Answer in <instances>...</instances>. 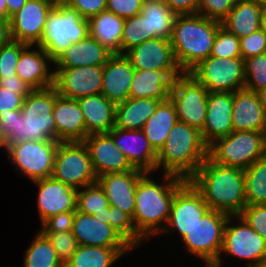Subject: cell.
<instances>
[{
  "instance_id": "obj_1",
  "label": "cell",
  "mask_w": 266,
  "mask_h": 267,
  "mask_svg": "<svg viewBox=\"0 0 266 267\" xmlns=\"http://www.w3.org/2000/svg\"><path fill=\"white\" fill-rule=\"evenodd\" d=\"M189 181L210 209L236 216L246 206L244 170L216 164L207 157Z\"/></svg>"
},
{
  "instance_id": "obj_2",
  "label": "cell",
  "mask_w": 266,
  "mask_h": 267,
  "mask_svg": "<svg viewBox=\"0 0 266 267\" xmlns=\"http://www.w3.org/2000/svg\"><path fill=\"white\" fill-rule=\"evenodd\" d=\"M149 175L145 173L138 180L132 218L136 231L144 239L159 235L164 230L175 192L187 181L172 174H164V182L159 184Z\"/></svg>"
},
{
  "instance_id": "obj_3",
  "label": "cell",
  "mask_w": 266,
  "mask_h": 267,
  "mask_svg": "<svg viewBox=\"0 0 266 267\" xmlns=\"http://www.w3.org/2000/svg\"><path fill=\"white\" fill-rule=\"evenodd\" d=\"M156 157V170L189 180L208 157L201 132L177 121Z\"/></svg>"
},
{
  "instance_id": "obj_4",
  "label": "cell",
  "mask_w": 266,
  "mask_h": 267,
  "mask_svg": "<svg viewBox=\"0 0 266 267\" xmlns=\"http://www.w3.org/2000/svg\"><path fill=\"white\" fill-rule=\"evenodd\" d=\"M220 26L221 22L200 14L177 15L170 43L183 73L210 56Z\"/></svg>"
},
{
  "instance_id": "obj_5",
  "label": "cell",
  "mask_w": 266,
  "mask_h": 267,
  "mask_svg": "<svg viewBox=\"0 0 266 267\" xmlns=\"http://www.w3.org/2000/svg\"><path fill=\"white\" fill-rule=\"evenodd\" d=\"M54 104V86L31 90L24 98L21 110L14 111L12 134L4 141L5 144L56 140Z\"/></svg>"
},
{
  "instance_id": "obj_6",
  "label": "cell",
  "mask_w": 266,
  "mask_h": 267,
  "mask_svg": "<svg viewBox=\"0 0 266 267\" xmlns=\"http://www.w3.org/2000/svg\"><path fill=\"white\" fill-rule=\"evenodd\" d=\"M266 156V131H233L208 147V157L216 164L246 170Z\"/></svg>"
},
{
  "instance_id": "obj_7",
  "label": "cell",
  "mask_w": 266,
  "mask_h": 267,
  "mask_svg": "<svg viewBox=\"0 0 266 267\" xmlns=\"http://www.w3.org/2000/svg\"><path fill=\"white\" fill-rule=\"evenodd\" d=\"M87 35H89V21L64 5L49 12L38 46L43 48L54 62L72 43H77Z\"/></svg>"
},
{
  "instance_id": "obj_8",
  "label": "cell",
  "mask_w": 266,
  "mask_h": 267,
  "mask_svg": "<svg viewBox=\"0 0 266 267\" xmlns=\"http://www.w3.org/2000/svg\"><path fill=\"white\" fill-rule=\"evenodd\" d=\"M5 145L11 164L32 182L52 176L59 141L25 140Z\"/></svg>"
},
{
  "instance_id": "obj_9",
  "label": "cell",
  "mask_w": 266,
  "mask_h": 267,
  "mask_svg": "<svg viewBox=\"0 0 266 267\" xmlns=\"http://www.w3.org/2000/svg\"><path fill=\"white\" fill-rule=\"evenodd\" d=\"M52 177L77 190L97 182L83 141L59 142Z\"/></svg>"
},
{
  "instance_id": "obj_10",
  "label": "cell",
  "mask_w": 266,
  "mask_h": 267,
  "mask_svg": "<svg viewBox=\"0 0 266 267\" xmlns=\"http://www.w3.org/2000/svg\"><path fill=\"white\" fill-rule=\"evenodd\" d=\"M191 74L209 92H232L245 88V60L241 57L209 56Z\"/></svg>"
},
{
  "instance_id": "obj_11",
  "label": "cell",
  "mask_w": 266,
  "mask_h": 267,
  "mask_svg": "<svg viewBox=\"0 0 266 267\" xmlns=\"http://www.w3.org/2000/svg\"><path fill=\"white\" fill-rule=\"evenodd\" d=\"M230 215L210 209L182 238L188 253L202 261H218Z\"/></svg>"
},
{
  "instance_id": "obj_12",
  "label": "cell",
  "mask_w": 266,
  "mask_h": 267,
  "mask_svg": "<svg viewBox=\"0 0 266 267\" xmlns=\"http://www.w3.org/2000/svg\"><path fill=\"white\" fill-rule=\"evenodd\" d=\"M209 91L191 74L183 73L174 79L170 100L174 103L178 121L203 130Z\"/></svg>"
},
{
  "instance_id": "obj_13",
  "label": "cell",
  "mask_w": 266,
  "mask_h": 267,
  "mask_svg": "<svg viewBox=\"0 0 266 267\" xmlns=\"http://www.w3.org/2000/svg\"><path fill=\"white\" fill-rule=\"evenodd\" d=\"M234 218L236 224L231 225V220ZM225 253L244 259V261L247 260L246 267H256L266 257V240L252 229L240 215L229 216L218 260L221 259V254Z\"/></svg>"
},
{
  "instance_id": "obj_14",
  "label": "cell",
  "mask_w": 266,
  "mask_h": 267,
  "mask_svg": "<svg viewBox=\"0 0 266 267\" xmlns=\"http://www.w3.org/2000/svg\"><path fill=\"white\" fill-rule=\"evenodd\" d=\"M210 210L200 192L187 180L176 192L168 221L161 234L178 231L183 238Z\"/></svg>"
},
{
  "instance_id": "obj_15",
  "label": "cell",
  "mask_w": 266,
  "mask_h": 267,
  "mask_svg": "<svg viewBox=\"0 0 266 267\" xmlns=\"http://www.w3.org/2000/svg\"><path fill=\"white\" fill-rule=\"evenodd\" d=\"M103 66L54 68V87L65 98L76 99L101 93Z\"/></svg>"
},
{
  "instance_id": "obj_16",
  "label": "cell",
  "mask_w": 266,
  "mask_h": 267,
  "mask_svg": "<svg viewBox=\"0 0 266 267\" xmlns=\"http://www.w3.org/2000/svg\"><path fill=\"white\" fill-rule=\"evenodd\" d=\"M125 56L137 70H165L173 79L183 74L168 39L154 38L144 41L128 50Z\"/></svg>"
},
{
  "instance_id": "obj_17",
  "label": "cell",
  "mask_w": 266,
  "mask_h": 267,
  "mask_svg": "<svg viewBox=\"0 0 266 267\" xmlns=\"http://www.w3.org/2000/svg\"><path fill=\"white\" fill-rule=\"evenodd\" d=\"M72 233L79 245L105 248H134L104 216H94L75 211Z\"/></svg>"
},
{
  "instance_id": "obj_18",
  "label": "cell",
  "mask_w": 266,
  "mask_h": 267,
  "mask_svg": "<svg viewBox=\"0 0 266 267\" xmlns=\"http://www.w3.org/2000/svg\"><path fill=\"white\" fill-rule=\"evenodd\" d=\"M52 9L40 0H27L25 5L9 18L11 39L27 45H38Z\"/></svg>"
},
{
  "instance_id": "obj_19",
  "label": "cell",
  "mask_w": 266,
  "mask_h": 267,
  "mask_svg": "<svg viewBox=\"0 0 266 267\" xmlns=\"http://www.w3.org/2000/svg\"><path fill=\"white\" fill-rule=\"evenodd\" d=\"M83 142L88 149L97 177L134 169L108 133L88 135Z\"/></svg>"
},
{
  "instance_id": "obj_20",
  "label": "cell",
  "mask_w": 266,
  "mask_h": 267,
  "mask_svg": "<svg viewBox=\"0 0 266 267\" xmlns=\"http://www.w3.org/2000/svg\"><path fill=\"white\" fill-rule=\"evenodd\" d=\"M39 188L37 207L41 224L51 216L76 211L77 189L52 176L33 181Z\"/></svg>"
},
{
  "instance_id": "obj_21",
  "label": "cell",
  "mask_w": 266,
  "mask_h": 267,
  "mask_svg": "<svg viewBox=\"0 0 266 267\" xmlns=\"http://www.w3.org/2000/svg\"><path fill=\"white\" fill-rule=\"evenodd\" d=\"M108 134L125 154L131 166L145 173L156 171L157 153L151 147L142 130H126L113 127Z\"/></svg>"
},
{
  "instance_id": "obj_22",
  "label": "cell",
  "mask_w": 266,
  "mask_h": 267,
  "mask_svg": "<svg viewBox=\"0 0 266 267\" xmlns=\"http://www.w3.org/2000/svg\"><path fill=\"white\" fill-rule=\"evenodd\" d=\"M232 110V92H209L206 119L201 131L202 139L208 147L233 132Z\"/></svg>"
},
{
  "instance_id": "obj_23",
  "label": "cell",
  "mask_w": 266,
  "mask_h": 267,
  "mask_svg": "<svg viewBox=\"0 0 266 267\" xmlns=\"http://www.w3.org/2000/svg\"><path fill=\"white\" fill-rule=\"evenodd\" d=\"M145 172L133 169L125 172L107 173L97 177L110 206H114L133 218L135 192L138 180Z\"/></svg>"
},
{
  "instance_id": "obj_24",
  "label": "cell",
  "mask_w": 266,
  "mask_h": 267,
  "mask_svg": "<svg viewBox=\"0 0 266 267\" xmlns=\"http://www.w3.org/2000/svg\"><path fill=\"white\" fill-rule=\"evenodd\" d=\"M134 73L135 68L125 54H112L103 66L101 94L115 104L126 101Z\"/></svg>"
},
{
  "instance_id": "obj_25",
  "label": "cell",
  "mask_w": 266,
  "mask_h": 267,
  "mask_svg": "<svg viewBox=\"0 0 266 267\" xmlns=\"http://www.w3.org/2000/svg\"><path fill=\"white\" fill-rule=\"evenodd\" d=\"M28 45L20 54L16 75L32 90L45 89L54 85V71H50V56L40 46ZM33 49V50H32Z\"/></svg>"
},
{
  "instance_id": "obj_26",
  "label": "cell",
  "mask_w": 266,
  "mask_h": 267,
  "mask_svg": "<svg viewBox=\"0 0 266 267\" xmlns=\"http://www.w3.org/2000/svg\"><path fill=\"white\" fill-rule=\"evenodd\" d=\"M56 141H84L86 138L85 120L78 100L60 96L55 89L53 110Z\"/></svg>"
},
{
  "instance_id": "obj_27",
  "label": "cell",
  "mask_w": 266,
  "mask_h": 267,
  "mask_svg": "<svg viewBox=\"0 0 266 267\" xmlns=\"http://www.w3.org/2000/svg\"><path fill=\"white\" fill-rule=\"evenodd\" d=\"M233 131H266V110L256 92L246 88L233 93Z\"/></svg>"
},
{
  "instance_id": "obj_28",
  "label": "cell",
  "mask_w": 266,
  "mask_h": 267,
  "mask_svg": "<svg viewBox=\"0 0 266 267\" xmlns=\"http://www.w3.org/2000/svg\"><path fill=\"white\" fill-rule=\"evenodd\" d=\"M111 55V52L89 34L77 43H72L53 65L56 68L104 66Z\"/></svg>"
},
{
  "instance_id": "obj_29",
  "label": "cell",
  "mask_w": 266,
  "mask_h": 267,
  "mask_svg": "<svg viewBox=\"0 0 266 267\" xmlns=\"http://www.w3.org/2000/svg\"><path fill=\"white\" fill-rule=\"evenodd\" d=\"M78 103L85 120L86 137L91 134L108 133L114 127L116 104L103 94L79 98Z\"/></svg>"
},
{
  "instance_id": "obj_30",
  "label": "cell",
  "mask_w": 266,
  "mask_h": 267,
  "mask_svg": "<svg viewBox=\"0 0 266 267\" xmlns=\"http://www.w3.org/2000/svg\"><path fill=\"white\" fill-rule=\"evenodd\" d=\"M173 82L174 79L165 70L135 69L129 98L169 100Z\"/></svg>"
},
{
  "instance_id": "obj_31",
  "label": "cell",
  "mask_w": 266,
  "mask_h": 267,
  "mask_svg": "<svg viewBox=\"0 0 266 267\" xmlns=\"http://www.w3.org/2000/svg\"><path fill=\"white\" fill-rule=\"evenodd\" d=\"M89 34L112 54H122L125 19L110 11H102L89 20Z\"/></svg>"
},
{
  "instance_id": "obj_32",
  "label": "cell",
  "mask_w": 266,
  "mask_h": 267,
  "mask_svg": "<svg viewBox=\"0 0 266 267\" xmlns=\"http://www.w3.org/2000/svg\"><path fill=\"white\" fill-rule=\"evenodd\" d=\"M263 7L259 3L237 0L221 26L239 39L248 36L261 28Z\"/></svg>"
},
{
  "instance_id": "obj_33",
  "label": "cell",
  "mask_w": 266,
  "mask_h": 267,
  "mask_svg": "<svg viewBox=\"0 0 266 267\" xmlns=\"http://www.w3.org/2000/svg\"><path fill=\"white\" fill-rule=\"evenodd\" d=\"M160 102L155 98H128L116 104L114 127L141 130Z\"/></svg>"
},
{
  "instance_id": "obj_34",
  "label": "cell",
  "mask_w": 266,
  "mask_h": 267,
  "mask_svg": "<svg viewBox=\"0 0 266 267\" xmlns=\"http://www.w3.org/2000/svg\"><path fill=\"white\" fill-rule=\"evenodd\" d=\"M177 121L175 105L169 99L159 103L155 112L141 129L156 153L163 147L169 132Z\"/></svg>"
},
{
  "instance_id": "obj_35",
  "label": "cell",
  "mask_w": 266,
  "mask_h": 267,
  "mask_svg": "<svg viewBox=\"0 0 266 267\" xmlns=\"http://www.w3.org/2000/svg\"><path fill=\"white\" fill-rule=\"evenodd\" d=\"M141 14L148 21L149 40L154 38L171 39L177 15L164 0H143Z\"/></svg>"
},
{
  "instance_id": "obj_36",
  "label": "cell",
  "mask_w": 266,
  "mask_h": 267,
  "mask_svg": "<svg viewBox=\"0 0 266 267\" xmlns=\"http://www.w3.org/2000/svg\"><path fill=\"white\" fill-rule=\"evenodd\" d=\"M134 248H105L79 245L64 267H111L123 254Z\"/></svg>"
},
{
  "instance_id": "obj_37",
  "label": "cell",
  "mask_w": 266,
  "mask_h": 267,
  "mask_svg": "<svg viewBox=\"0 0 266 267\" xmlns=\"http://www.w3.org/2000/svg\"><path fill=\"white\" fill-rule=\"evenodd\" d=\"M246 205L266 204V156L244 170Z\"/></svg>"
},
{
  "instance_id": "obj_38",
  "label": "cell",
  "mask_w": 266,
  "mask_h": 267,
  "mask_svg": "<svg viewBox=\"0 0 266 267\" xmlns=\"http://www.w3.org/2000/svg\"><path fill=\"white\" fill-rule=\"evenodd\" d=\"M25 250L23 267H64L48 239L40 232Z\"/></svg>"
},
{
  "instance_id": "obj_39",
  "label": "cell",
  "mask_w": 266,
  "mask_h": 267,
  "mask_svg": "<svg viewBox=\"0 0 266 267\" xmlns=\"http://www.w3.org/2000/svg\"><path fill=\"white\" fill-rule=\"evenodd\" d=\"M109 201L98 182L77 191L76 210L94 216H104L109 209Z\"/></svg>"
},
{
  "instance_id": "obj_40",
  "label": "cell",
  "mask_w": 266,
  "mask_h": 267,
  "mask_svg": "<svg viewBox=\"0 0 266 267\" xmlns=\"http://www.w3.org/2000/svg\"><path fill=\"white\" fill-rule=\"evenodd\" d=\"M104 217L109 225L118 231L134 248L145 242V239L136 231L132 217L119 208L109 206Z\"/></svg>"
},
{
  "instance_id": "obj_41",
  "label": "cell",
  "mask_w": 266,
  "mask_h": 267,
  "mask_svg": "<svg viewBox=\"0 0 266 267\" xmlns=\"http://www.w3.org/2000/svg\"><path fill=\"white\" fill-rule=\"evenodd\" d=\"M147 40H149V25L145 17L139 13L126 18L122 34V54Z\"/></svg>"
},
{
  "instance_id": "obj_42",
  "label": "cell",
  "mask_w": 266,
  "mask_h": 267,
  "mask_svg": "<svg viewBox=\"0 0 266 267\" xmlns=\"http://www.w3.org/2000/svg\"><path fill=\"white\" fill-rule=\"evenodd\" d=\"M245 88L256 93L266 88V53L245 60Z\"/></svg>"
},
{
  "instance_id": "obj_43",
  "label": "cell",
  "mask_w": 266,
  "mask_h": 267,
  "mask_svg": "<svg viewBox=\"0 0 266 267\" xmlns=\"http://www.w3.org/2000/svg\"><path fill=\"white\" fill-rule=\"evenodd\" d=\"M55 249L64 265L77 251L79 244L72 232L40 231Z\"/></svg>"
},
{
  "instance_id": "obj_44",
  "label": "cell",
  "mask_w": 266,
  "mask_h": 267,
  "mask_svg": "<svg viewBox=\"0 0 266 267\" xmlns=\"http://www.w3.org/2000/svg\"><path fill=\"white\" fill-rule=\"evenodd\" d=\"M210 56L219 58L241 57L239 38L220 26Z\"/></svg>"
},
{
  "instance_id": "obj_45",
  "label": "cell",
  "mask_w": 266,
  "mask_h": 267,
  "mask_svg": "<svg viewBox=\"0 0 266 267\" xmlns=\"http://www.w3.org/2000/svg\"><path fill=\"white\" fill-rule=\"evenodd\" d=\"M27 46L25 43L11 40L0 48V77L16 75L19 56Z\"/></svg>"
},
{
  "instance_id": "obj_46",
  "label": "cell",
  "mask_w": 266,
  "mask_h": 267,
  "mask_svg": "<svg viewBox=\"0 0 266 267\" xmlns=\"http://www.w3.org/2000/svg\"><path fill=\"white\" fill-rule=\"evenodd\" d=\"M237 0H201L198 14L222 22Z\"/></svg>"
},
{
  "instance_id": "obj_47",
  "label": "cell",
  "mask_w": 266,
  "mask_h": 267,
  "mask_svg": "<svg viewBox=\"0 0 266 267\" xmlns=\"http://www.w3.org/2000/svg\"><path fill=\"white\" fill-rule=\"evenodd\" d=\"M240 216L266 240V204L246 205Z\"/></svg>"
},
{
  "instance_id": "obj_48",
  "label": "cell",
  "mask_w": 266,
  "mask_h": 267,
  "mask_svg": "<svg viewBox=\"0 0 266 267\" xmlns=\"http://www.w3.org/2000/svg\"><path fill=\"white\" fill-rule=\"evenodd\" d=\"M239 41L241 58L244 60L266 53V35L261 28L248 36L240 38Z\"/></svg>"
},
{
  "instance_id": "obj_49",
  "label": "cell",
  "mask_w": 266,
  "mask_h": 267,
  "mask_svg": "<svg viewBox=\"0 0 266 267\" xmlns=\"http://www.w3.org/2000/svg\"><path fill=\"white\" fill-rule=\"evenodd\" d=\"M66 5L87 20L106 10V0H67Z\"/></svg>"
},
{
  "instance_id": "obj_50",
  "label": "cell",
  "mask_w": 266,
  "mask_h": 267,
  "mask_svg": "<svg viewBox=\"0 0 266 267\" xmlns=\"http://www.w3.org/2000/svg\"><path fill=\"white\" fill-rule=\"evenodd\" d=\"M143 0H106V10L124 19L141 13Z\"/></svg>"
},
{
  "instance_id": "obj_51",
  "label": "cell",
  "mask_w": 266,
  "mask_h": 267,
  "mask_svg": "<svg viewBox=\"0 0 266 267\" xmlns=\"http://www.w3.org/2000/svg\"><path fill=\"white\" fill-rule=\"evenodd\" d=\"M75 211L51 216L42 223L39 231L72 232Z\"/></svg>"
},
{
  "instance_id": "obj_52",
  "label": "cell",
  "mask_w": 266,
  "mask_h": 267,
  "mask_svg": "<svg viewBox=\"0 0 266 267\" xmlns=\"http://www.w3.org/2000/svg\"><path fill=\"white\" fill-rule=\"evenodd\" d=\"M26 96L13 93L11 90L0 86V112L21 110Z\"/></svg>"
},
{
  "instance_id": "obj_53",
  "label": "cell",
  "mask_w": 266,
  "mask_h": 267,
  "mask_svg": "<svg viewBox=\"0 0 266 267\" xmlns=\"http://www.w3.org/2000/svg\"><path fill=\"white\" fill-rule=\"evenodd\" d=\"M201 0H164L176 15L198 14Z\"/></svg>"
},
{
  "instance_id": "obj_54",
  "label": "cell",
  "mask_w": 266,
  "mask_h": 267,
  "mask_svg": "<svg viewBox=\"0 0 266 267\" xmlns=\"http://www.w3.org/2000/svg\"><path fill=\"white\" fill-rule=\"evenodd\" d=\"M0 86L11 90L13 93L19 95H28L31 88L17 75L12 77H0Z\"/></svg>"
},
{
  "instance_id": "obj_55",
  "label": "cell",
  "mask_w": 266,
  "mask_h": 267,
  "mask_svg": "<svg viewBox=\"0 0 266 267\" xmlns=\"http://www.w3.org/2000/svg\"><path fill=\"white\" fill-rule=\"evenodd\" d=\"M14 123V111L0 112V135L4 141L12 134Z\"/></svg>"
},
{
  "instance_id": "obj_56",
  "label": "cell",
  "mask_w": 266,
  "mask_h": 267,
  "mask_svg": "<svg viewBox=\"0 0 266 267\" xmlns=\"http://www.w3.org/2000/svg\"><path fill=\"white\" fill-rule=\"evenodd\" d=\"M11 40L9 20L0 17V48Z\"/></svg>"
},
{
  "instance_id": "obj_57",
  "label": "cell",
  "mask_w": 266,
  "mask_h": 267,
  "mask_svg": "<svg viewBox=\"0 0 266 267\" xmlns=\"http://www.w3.org/2000/svg\"><path fill=\"white\" fill-rule=\"evenodd\" d=\"M27 2V0H6L8 7V20L10 16L19 11Z\"/></svg>"
},
{
  "instance_id": "obj_58",
  "label": "cell",
  "mask_w": 266,
  "mask_h": 267,
  "mask_svg": "<svg viewBox=\"0 0 266 267\" xmlns=\"http://www.w3.org/2000/svg\"><path fill=\"white\" fill-rule=\"evenodd\" d=\"M41 2L47 3L52 8H58L66 5L67 0H40Z\"/></svg>"
},
{
  "instance_id": "obj_59",
  "label": "cell",
  "mask_w": 266,
  "mask_h": 267,
  "mask_svg": "<svg viewBox=\"0 0 266 267\" xmlns=\"http://www.w3.org/2000/svg\"><path fill=\"white\" fill-rule=\"evenodd\" d=\"M0 17L8 20V7L6 0H0Z\"/></svg>"
},
{
  "instance_id": "obj_60",
  "label": "cell",
  "mask_w": 266,
  "mask_h": 267,
  "mask_svg": "<svg viewBox=\"0 0 266 267\" xmlns=\"http://www.w3.org/2000/svg\"><path fill=\"white\" fill-rule=\"evenodd\" d=\"M260 103L263 105L264 109L266 110V88L257 92Z\"/></svg>"
},
{
  "instance_id": "obj_61",
  "label": "cell",
  "mask_w": 266,
  "mask_h": 267,
  "mask_svg": "<svg viewBox=\"0 0 266 267\" xmlns=\"http://www.w3.org/2000/svg\"><path fill=\"white\" fill-rule=\"evenodd\" d=\"M261 29L264 31V34L266 35V6H264L262 10Z\"/></svg>"
},
{
  "instance_id": "obj_62",
  "label": "cell",
  "mask_w": 266,
  "mask_h": 267,
  "mask_svg": "<svg viewBox=\"0 0 266 267\" xmlns=\"http://www.w3.org/2000/svg\"><path fill=\"white\" fill-rule=\"evenodd\" d=\"M205 267H221L222 259L218 261H204Z\"/></svg>"
},
{
  "instance_id": "obj_63",
  "label": "cell",
  "mask_w": 266,
  "mask_h": 267,
  "mask_svg": "<svg viewBox=\"0 0 266 267\" xmlns=\"http://www.w3.org/2000/svg\"><path fill=\"white\" fill-rule=\"evenodd\" d=\"M244 1H250V2H254V3H259L263 6H266V0H244Z\"/></svg>"
},
{
  "instance_id": "obj_64",
  "label": "cell",
  "mask_w": 266,
  "mask_h": 267,
  "mask_svg": "<svg viewBox=\"0 0 266 267\" xmlns=\"http://www.w3.org/2000/svg\"><path fill=\"white\" fill-rule=\"evenodd\" d=\"M256 267H266V257Z\"/></svg>"
},
{
  "instance_id": "obj_65",
  "label": "cell",
  "mask_w": 266,
  "mask_h": 267,
  "mask_svg": "<svg viewBox=\"0 0 266 267\" xmlns=\"http://www.w3.org/2000/svg\"><path fill=\"white\" fill-rule=\"evenodd\" d=\"M0 147H3V149L6 150V145H5L4 139L1 137V135H0Z\"/></svg>"
}]
</instances>
